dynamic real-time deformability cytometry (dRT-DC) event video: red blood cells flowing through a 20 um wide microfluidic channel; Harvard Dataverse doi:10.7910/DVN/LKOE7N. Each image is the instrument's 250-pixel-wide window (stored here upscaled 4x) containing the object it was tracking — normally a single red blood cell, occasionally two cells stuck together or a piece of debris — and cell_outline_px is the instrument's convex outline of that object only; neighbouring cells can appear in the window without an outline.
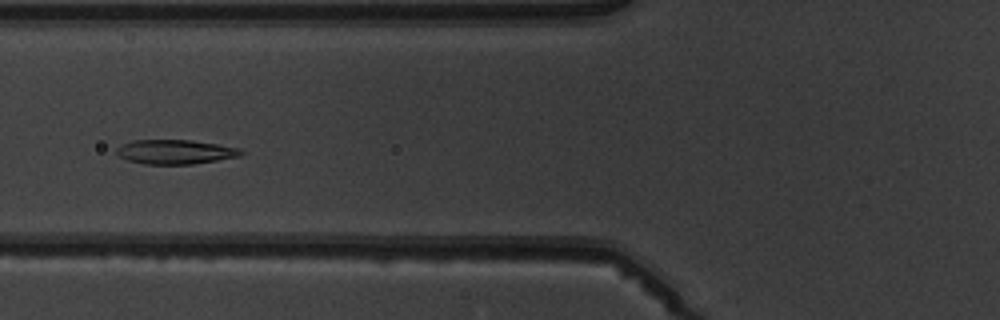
{"species": "common noctule bat (a hibernating species)", "species_latin": "Nyctalus noctula", "temperature_condition": "warm", "stored_images_in_passage": 6, "camera_frame_rate_fps": 3000, "um_per_image_px": 0.085, "animal": {"sex": "male", "body_mass_g": 19.5, "forearm_length_mm": 54.6}, "frame": {"image": 1, "passage_image": 6, "time_ms": 6.667, "image_size_px": [1000, 320], "cell_outline_px": [[244, 152], [240, 156], [192, 164], [144, 164], [128, 160], [120, 156], [116, 152], [116, 148], [120, 144], [132, 140], [192, 140], [240, 148]], "centroid_in_image_um": [14.87, 12.9], "position_along_channel_um": 110.9, "area_um2": 17.63}}